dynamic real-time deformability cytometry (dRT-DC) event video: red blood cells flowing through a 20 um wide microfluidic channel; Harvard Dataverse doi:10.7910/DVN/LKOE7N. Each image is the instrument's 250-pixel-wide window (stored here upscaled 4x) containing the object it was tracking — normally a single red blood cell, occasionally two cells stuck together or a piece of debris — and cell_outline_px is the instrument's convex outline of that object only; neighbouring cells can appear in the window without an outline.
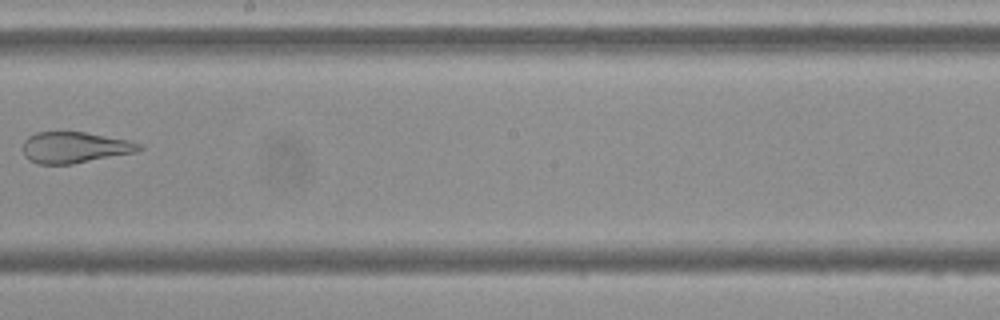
{"species": "Egyptian fruit bat (a non-hibernating species)", "species_latin": "Rousettus aegyptiacus", "temperature_condition": "cold", "stored_images_in_passage": 9, "camera_frame_rate_fps": 3000, "um_per_image_px": 0.085, "frame": {"image": 1, "passage_image": 9, "time_ms": 9.667, "image_size_px": [1000, 320], "cell_outline_px": [[144, 148], [136, 152], [72, 164], [40, 164], [28, 160], [24, 156], [24, 140], [28, 136], [36, 132], [84, 132], [128, 140], [144, 144]], "centroid_in_image_um": [6.36, 12.53], "position_along_channel_um": 241.8, "area_um2": 21.1}}